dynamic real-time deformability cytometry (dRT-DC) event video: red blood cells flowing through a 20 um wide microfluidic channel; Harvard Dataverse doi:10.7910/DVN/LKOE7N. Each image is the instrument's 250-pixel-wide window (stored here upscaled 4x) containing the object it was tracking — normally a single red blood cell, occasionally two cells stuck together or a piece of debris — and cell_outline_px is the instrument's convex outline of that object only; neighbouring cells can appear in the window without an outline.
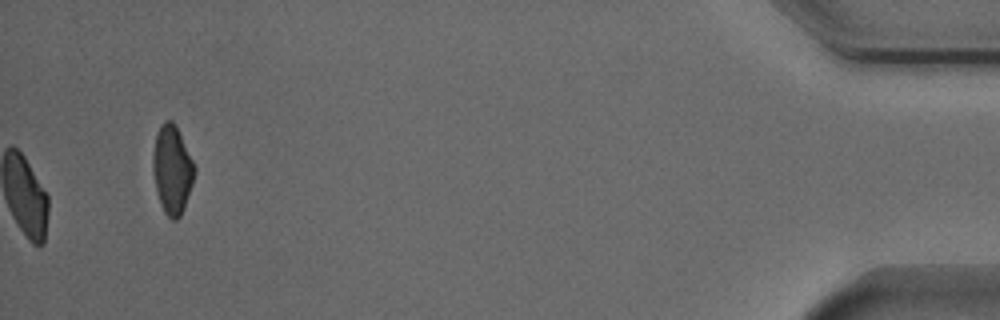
{"species": "Egyptian fruit bat (a non-hibernating species)", "species_latin": "Rousettus aegyptiacus", "temperature_condition": "cold", "stored_images_in_passage": 53, "camera_frame_rate_fps": 3000, "um_per_image_px": 0.085, "animal": {"sex": "male"}, "frame": {"image": 1, "passage_image": 53, "time_ms": 17.333, "image_size_px": [1000, 320], "cell_outline_px": [[196, 172], [184, 208], [180, 216], [176, 220], [172, 220], [164, 212], [156, 188], [152, 168], [152, 160], [156, 136], [160, 124], [164, 120], [172, 120], [176, 124], [196, 168]], "centroid_in_image_um": [14.64, 14.39], "position_along_channel_um": 420.6, "area_um2": 21.33}, "authors_computed_cell_mechanics": {"area_um2": 23.6402, "velocity_mm_per_s": 3.8187, "shape_relaxation_time_tau1_ms": 3.0211, "shape_relaxation_time_tau2_ms": null, "deformation_change_tau1": 0.1107, "deformation_change_tau2": null}}